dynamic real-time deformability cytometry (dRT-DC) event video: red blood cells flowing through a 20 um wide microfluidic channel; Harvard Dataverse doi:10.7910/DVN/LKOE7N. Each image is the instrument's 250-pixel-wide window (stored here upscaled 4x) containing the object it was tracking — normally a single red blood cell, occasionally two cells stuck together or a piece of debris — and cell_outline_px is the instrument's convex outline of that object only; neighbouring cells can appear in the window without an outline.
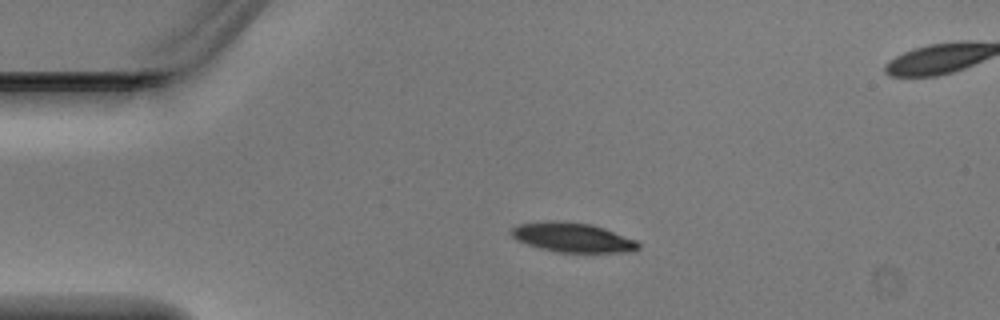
{"species": "Egyptian fruit bat (a non-hibernating species)", "species_latin": "Rousettus aegyptiacus", "temperature_condition": "warm", "stored_images_in_passage": 4, "segment_of_instrument_passage": [1, 2], "camera_frame_rate_fps": 3000, "um_per_image_px": 0.085, "animal": {"sex": "male"}, "frame": {"image": 1, "passage_image": 2, "time_ms": 0.333, "image_size_px": [1000, 320], "cell_outline_px": [[640, 248], [628, 252], [560, 252], [540, 248], [528, 244], [512, 236], [508, 232], [516, 224], [548, 220], [560, 220], [592, 224], [604, 228], [636, 240], [640, 244]], "centroid_in_image_um": [48.66, 20.16], "position_along_channel_um": 36.3, "area_um2": 21.85}}